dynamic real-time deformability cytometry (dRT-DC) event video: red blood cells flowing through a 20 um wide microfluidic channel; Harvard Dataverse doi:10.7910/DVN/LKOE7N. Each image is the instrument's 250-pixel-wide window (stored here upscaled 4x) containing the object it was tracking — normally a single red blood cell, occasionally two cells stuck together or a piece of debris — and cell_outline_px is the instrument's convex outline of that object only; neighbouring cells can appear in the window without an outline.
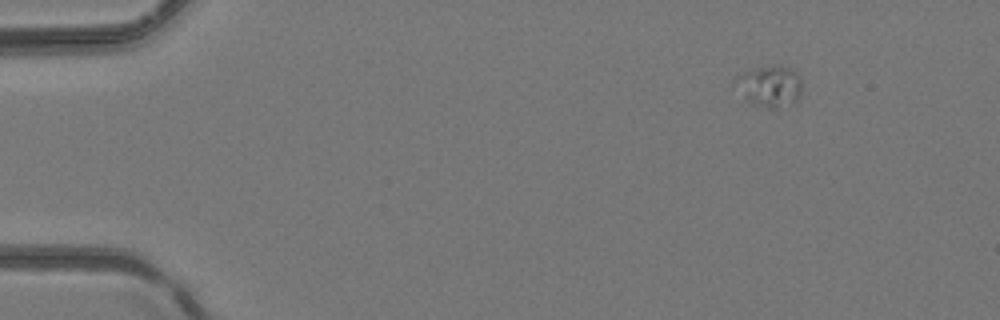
{"species": "common noctule bat (a hibernating species)", "species_latin": "Nyctalus noctula", "temperature_condition": "room temperature", "stored_images_in_passage": 4, "camera_frame_rate_fps": 3000, "um_per_image_px": 0.085, "animal": {"sex": "female", "body_mass_g": 24.6, "forearm_length_mm": 56.2}, "frame": {"image": 1, "passage_image": 4, "time_ms": 1.0, "image_size_px": [1000, 320], "cell_outline_px": [[800, 96], [796, 100], [776, 108], [768, 108], [748, 100], [732, 84], [732, 80], [736, 76], [744, 72], [756, 68], [772, 64], [776, 64], [792, 68], [800, 76]], "centroid_in_image_um": [65.39, 7.26], "position_along_channel_um": 19.6, "area_um2": 15.9}}